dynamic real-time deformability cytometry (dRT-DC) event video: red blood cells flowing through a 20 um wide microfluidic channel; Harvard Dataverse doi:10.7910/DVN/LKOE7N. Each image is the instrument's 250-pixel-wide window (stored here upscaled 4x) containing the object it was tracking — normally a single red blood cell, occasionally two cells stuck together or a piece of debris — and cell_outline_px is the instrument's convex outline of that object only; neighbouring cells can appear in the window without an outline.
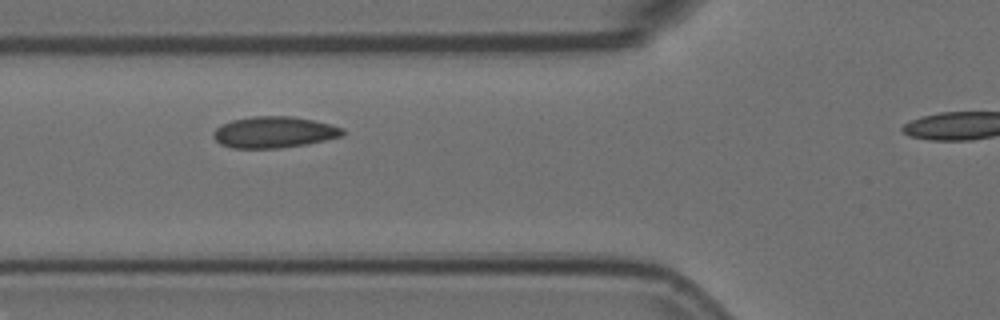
{"species": "Egyptian fruit bat (a non-hibernating species)", "species_latin": "Rousettus aegyptiacus", "temperature_condition": "room temperature", "stored_images_in_passage": 12, "camera_frame_rate_fps": 3000, "um_per_image_px": 0.085, "animal": {"sex": "female"}, "frame": {"image": 1, "passage_image": 4, "time_ms": 1.0, "image_size_px": [1000, 320], "cell_outline_px": [[344, 136], [308, 144], [276, 148], [232, 148], [220, 144], [212, 136], [212, 132], [220, 124], [232, 120], [252, 116], [292, 116], [332, 124], [344, 128]], "centroid_in_image_um": [23.29, 11.23], "position_along_channel_um": 102.5, "area_um2": 23.81}}
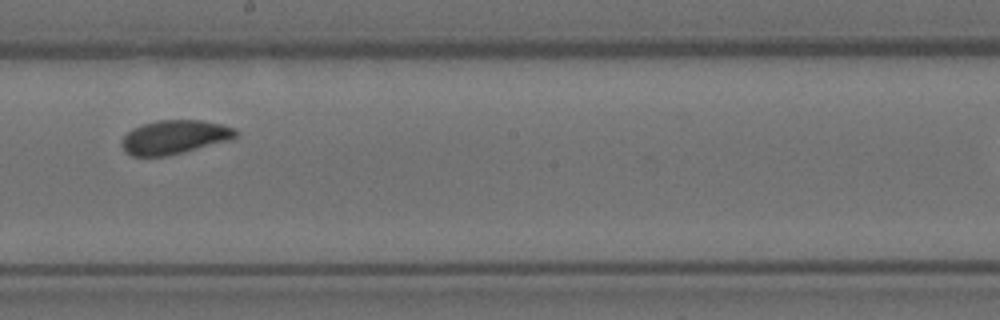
{"frame": {"image": 2, "passage_image": 7, "time_ms": 2.0, "image_size_px": [1000, 320], "cell_outline_px": [[240, 136], [184, 152], [168, 156], [132, 156], [124, 152], [120, 144], [124, 136], [132, 128], [156, 120], [200, 120], [220, 124], [236, 128], [240, 132]], "centroid_in_image_um": [14.82, 11.65], "position_along_channel_um": 233.4, "area_um2": 22.54}}
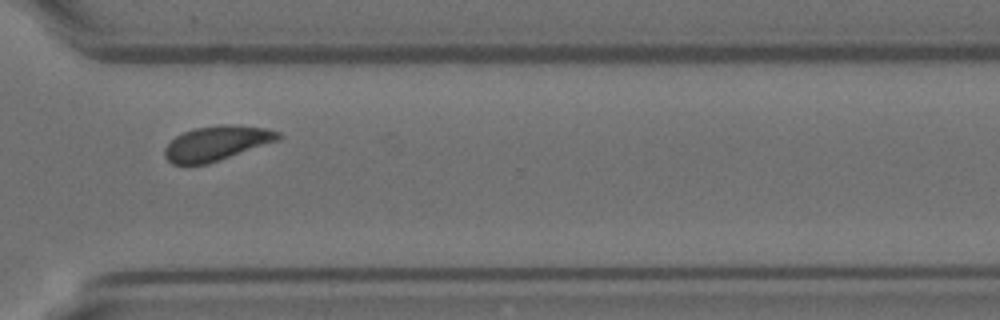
{"frame": {"image": 3, "passage_image": 10, "time_ms": 3.0, "image_size_px": [1000, 320], "cell_outline_px": [[280, 140], [208, 164], [172, 164], [164, 156], [164, 148], [176, 136], [184, 132], [196, 128], [220, 124], [232, 124], [264, 128], [280, 132]], "centroid_in_image_um": [18.43, 12.17], "position_along_channel_um": 352.2, "area_um2": 22.89}}